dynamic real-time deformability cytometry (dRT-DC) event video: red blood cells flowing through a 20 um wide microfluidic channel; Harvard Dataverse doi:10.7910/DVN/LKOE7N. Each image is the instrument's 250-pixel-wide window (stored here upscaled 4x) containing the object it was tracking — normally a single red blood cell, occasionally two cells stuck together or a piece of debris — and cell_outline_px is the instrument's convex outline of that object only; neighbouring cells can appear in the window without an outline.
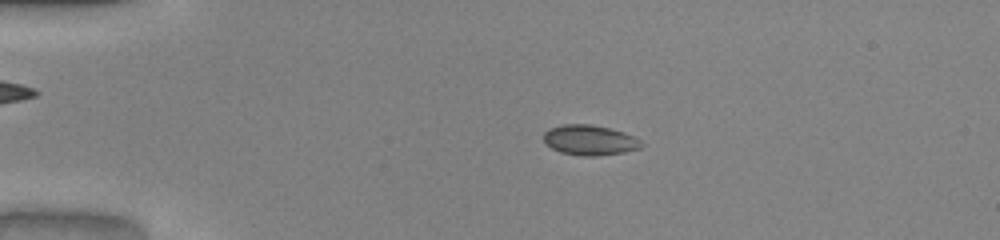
{"species": "common noctule bat (a hibernating species)", "species_latin": "Nyctalus noctula", "temperature_condition": "warm", "stored_images_in_passage": 51, "camera_frame_rate_fps": 3000, "um_per_image_px": 0.085, "animal": {"sex": "male", "body_mass_g": 20.0, "forearm_length_mm": 53.3}, "frame": {"image": 1, "passage_image": 12, "time_ms": 3.667, "image_size_px": [1000, 240], "cell_outline_px": [[644, 144], [640, 148], [624, 152], [596, 156], [580, 156], [560, 152], [544, 144], [544, 132], [548, 128], [564, 124], [588, 124], [608, 128], [624, 132], [640, 140]], "centroid_in_image_um": [50.09, 11.91], "position_along_channel_um": 34.9, "area_um2": 17.22}}
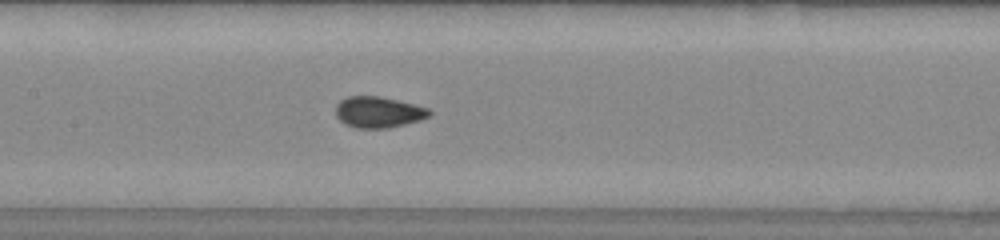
{"frame": {"image": 2, "passage_image": 26, "time_ms": 8.333, "image_size_px": [1000, 240], "cell_outline_px": [[432, 112], [428, 116], [420, 120], [388, 128], [356, 128], [344, 124], [336, 116], [336, 104], [340, 100], [348, 96], [380, 96], [428, 108]], "centroid_in_image_um": [32.12, 9.53], "position_along_channel_um": 175.3, "area_um2": 16.88}}
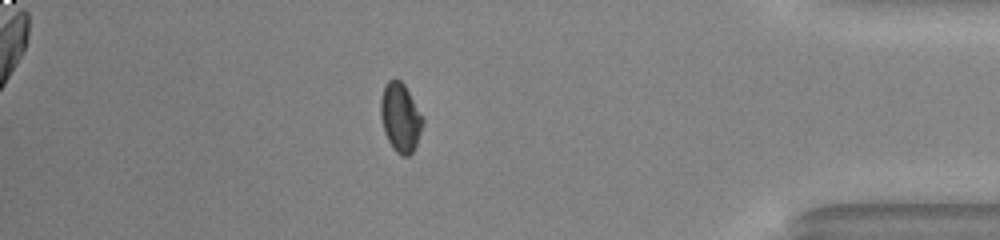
{"frame": {"image": 3, "passage_image": 45, "time_ms": 14.667, "image_size_px": [1000, 240], "cell_outline_px": [[424, 124], [416, 144], [412, 152], [408, 156], [404, 156], [396, 152], [392, 148], [384, 132], [380, 116], [380, 100], [384, 88], [388, 80], [400, 80], [404, 84], [424, 116]], "centroid_in_image_um": [34.04, 9.99], "position_along_channel_um": 401.2, "area_um2": 16.99}, "authors_computed_cell_mechanics": {"area_um2": 16.5886, "velocity_mm_per_s": 4.1179, "shape_relaxation_time_tau1_ms": 4.6626, "shape_relaxation_time_tau2_ms": null, "deformation_change_tau1": 0.1189, "deformation_change_tau2": null}}